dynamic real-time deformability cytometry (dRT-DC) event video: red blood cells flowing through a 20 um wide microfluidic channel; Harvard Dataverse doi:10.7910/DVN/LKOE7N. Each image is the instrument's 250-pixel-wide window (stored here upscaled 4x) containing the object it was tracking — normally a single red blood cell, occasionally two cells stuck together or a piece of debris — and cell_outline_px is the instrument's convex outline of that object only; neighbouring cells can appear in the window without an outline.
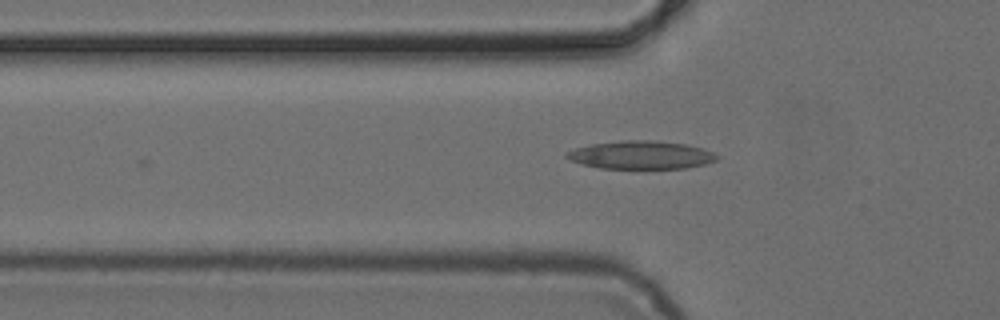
{"species": "common noctule bat (a hibernating species)", "species_latin": "Nyctalus noctula", "temperature_condition": "cold", "stored_images_in_passage": 4, "camera_frame_rate_fps": 3000, "um_per_image_px": 0.085, "animal": {"sex": "female", "body_mass_g": 24.6, "forearm_length_mm": 56.2}, "frame": {"image": 1, "passage_image": 3, "time_ms": 2.333, "image_size_px": [1000, 320], "cell_outline_px": [[720, 156], [716, 160], [704, 164], [684, 168], [600, 168], [584, 164], [572, 160], [564, 156], [564, 152], [576, 148], [592, 144], [620, 140], [656, 140], [684, 144], [700, 148], [712, 152]], "centroid_in_image_um": [54.47, 13.16], "position_along_channel_um": 71.3, "area_um2": 24.39}}
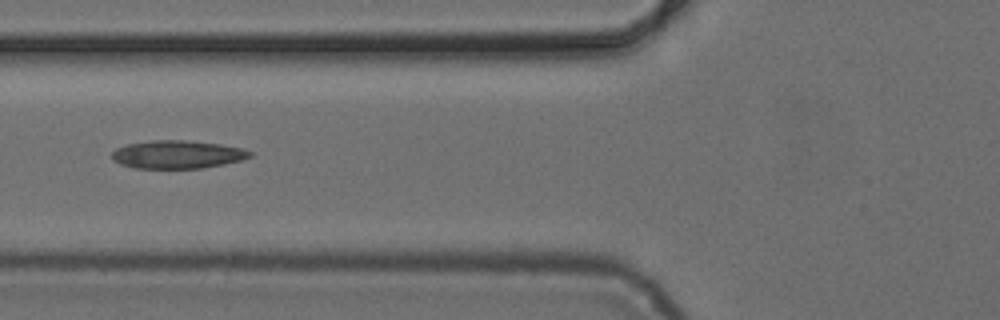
{"frame": {"image": 2, "passage_image": 4, "time_ms": 3.333, "image_size_px": [1000, 320], "cell_outline_px": [[252, 156], [240, 160], [224, 164], [200, 168], [136, 168], [120, 164], [112, 160], [112, 152], [116, 148], [128, 144], [152, 140], [184, 140], [220, 144], [240, 148], [252, 152]], "centroid_in_image_um": [15.05, 13.13], "position_along_channel_um": 110.8, "area_um2": 22.43}}